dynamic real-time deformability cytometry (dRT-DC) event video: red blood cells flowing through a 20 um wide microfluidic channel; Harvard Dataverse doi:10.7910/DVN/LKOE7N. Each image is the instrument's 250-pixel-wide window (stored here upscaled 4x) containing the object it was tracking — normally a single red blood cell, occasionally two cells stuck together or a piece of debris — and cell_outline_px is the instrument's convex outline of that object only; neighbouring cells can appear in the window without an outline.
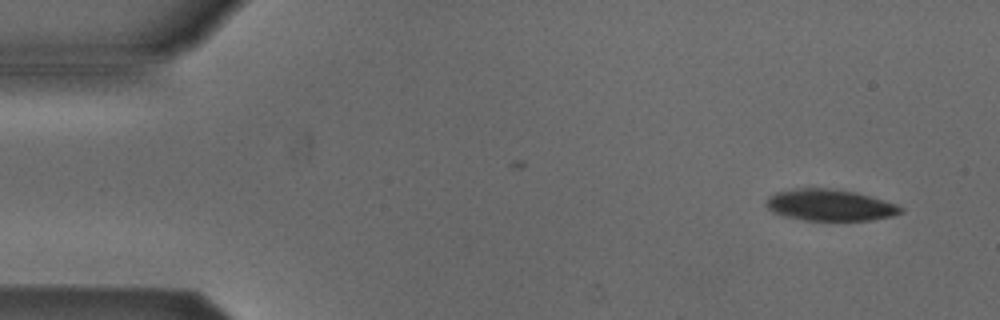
{"species": "Egyptian fruit bat (a non-hibernating species)", "species_latin": "Rousettus aegyptiacus", "temperature_condition": "cold", "stored_images_in_passage": 4, "camera_frame_rate_fps": 3000, "um_per_image_px": 0.085, "animal": {"sex": "male"}, "frame": {"image": 1, "passage_image": 1, "time_ms": 0.0, "image_size_px": [1000, 320], "cell_outline_px": [[904, 212], [892, 216], [872, 220], [804, 220], [772, 212], [764, 204], [764, 200], [768, 196], [776, 192], [796, 188], [828, 188], [856, 192], [884, 200], [896, 204], [904, 208]], "centroid_in_image_um": [70.54, 17.42], "position_along_channel_um": 14.5, "area_um2": 24.74}}
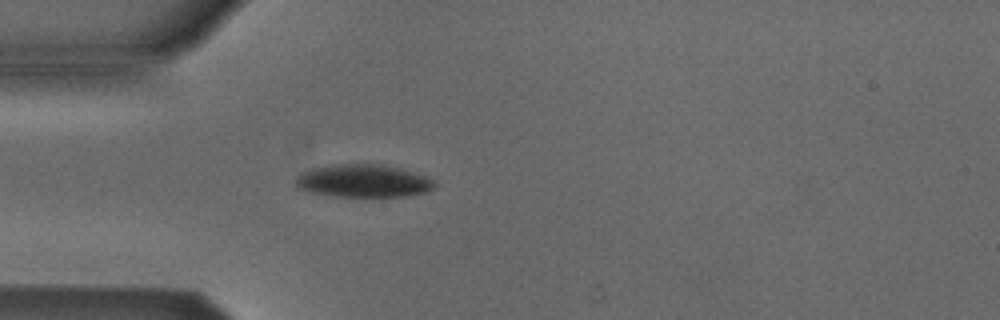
{"frame": {"image": 2, "passage_image": 4, "time_ms": 3.667, "image_size_px": [1000, 320], "cell_outline_px": [[436, 184], [432, 188], [424, 192], [408, 196], [328, 196], [296, 188], [296, 176], [300, 172], [312, 168], [332, 164], [384, 164], [400, 168], [428, 176]], "centroid_in_image_um": [30.85, 15.36], "position_along_channel_um": 54.2, "area_um2": 26.7}}